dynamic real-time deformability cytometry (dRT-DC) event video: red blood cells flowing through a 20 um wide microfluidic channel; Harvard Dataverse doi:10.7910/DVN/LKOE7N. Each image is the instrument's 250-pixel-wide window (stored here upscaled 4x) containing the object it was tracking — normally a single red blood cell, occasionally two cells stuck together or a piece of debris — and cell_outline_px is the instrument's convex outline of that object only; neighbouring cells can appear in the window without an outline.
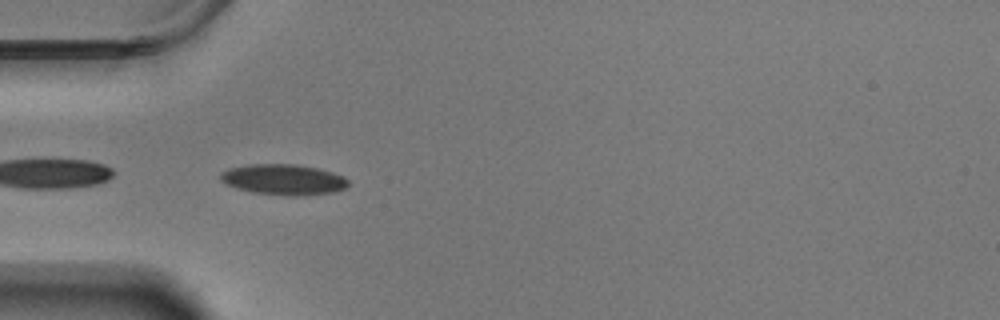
{"species": "Egyptian fruit bat (a non-hibernating species)", "species_latin": "Rousettus aegyptiacus", "temperature_condition": "warm", "stored_images_in_passage": 41, "camera_frame_rate_fps": 3000, "um_per_image_px": 0.085, "animal": {"sex": "male"}, "frame": {"image": 1, "passage_image": 1, "time_ms": 0.0, "image_size_px": [1000, 320], "cell_outline_px": [[348, 184], [344, 188], [332, 192], [296, 196], [288, 196], [252, 192], [236, 188], [224, 184], [220, 180], [220, 172], [228, 168], [248, 164], [296, 164], [316, 168], [332, 172], [344, 176], [348, 180]], "centroid_in_image_um": [24.04, 15.25], "position_along_channel_um": 61.0, "area_um2": 22.89}}
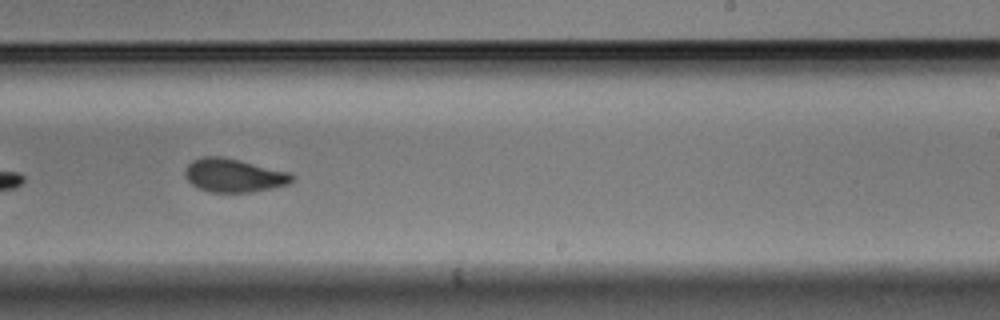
{"frame": {"image": 2, "passage_image": 19, "time_ms": 6.0, "image_size_px": [1000, 320], "cell_outline_px": [[296, 180], [288, 184], [272, 188], [248, 192], [208, 192], [192, 184], [184, 176], [184, 168], [192, 160], [204, 156], [220, 156], [240, 160], [292, 172], [296, 176]], "centroid_in_image_um": [19.91, 14.9], "position_along_channel_um": 269.1, "area_um2": 21.15}}
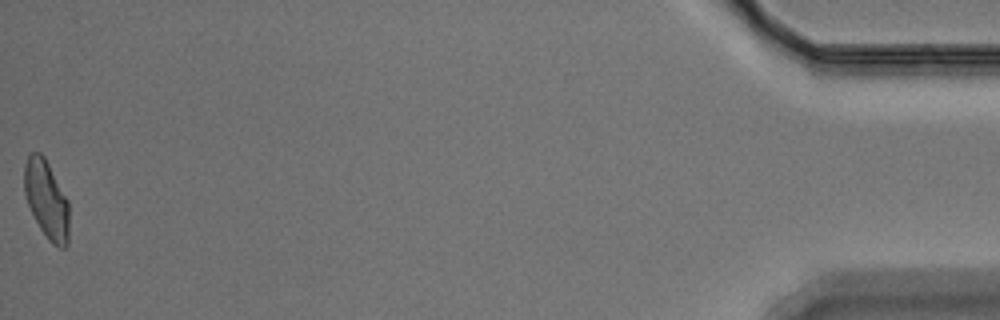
{"frame": {"image": 3, "passage_image": 41, "time_ms": 13.333, "image_size_px": [1000, 320], "cell_outline_px": [[68, 244], [64, 248], [60, 248], [52, 244], [48, 240], [40, 228], [28, 204], [24, 192], [24, 164], [28, 156], [32, 152], [40, 152], [44, 156], [68, 200]], "centroid_in_image_um": [3.95, 16.96], "position_along_channel_um": 431.3, "area_um2": 20.29}, "authors_computed_cell_mechanics": {"area_um2": 21.1548, "velocity_mm_per_s": 3.5014, "shape_relaxation_time_tau1_ms": 3.2206, "shape_relaxation_time_tau2_ms": 2.1162, "deformation_change_tau1": 0.1141, "deformation_change_tau2": 0.0622}}